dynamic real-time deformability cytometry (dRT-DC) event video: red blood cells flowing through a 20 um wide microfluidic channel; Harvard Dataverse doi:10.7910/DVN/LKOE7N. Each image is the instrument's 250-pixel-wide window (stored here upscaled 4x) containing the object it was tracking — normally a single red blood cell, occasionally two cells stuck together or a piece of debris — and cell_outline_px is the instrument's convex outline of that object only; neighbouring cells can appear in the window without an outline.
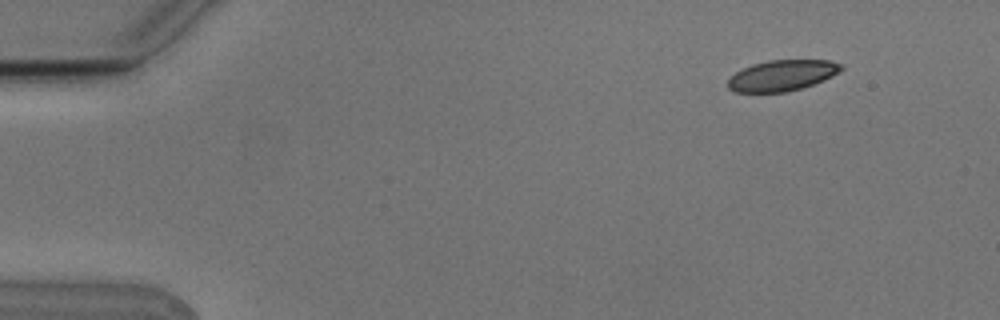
{"species": "Egyptian fruit bat (a non-hibernating species)", "species_latin": "Rousettus aegyptiacus", "temperature_condition": "cold", "stored_images_in_passage": 6, "camera_frame_rate_fps": 3000, "um_per_image_px": 0.085, "animal": {"sex": "male"}, "frame": {"image": 1, "passage_image": 2, "time_ms": 0.333, "image_size_px": [1000, 320], "cell_outline_px": [[844, 68], [832, 76], [824, 80], [788, 92], [736, 92], [728, 88], [728, 80], [736, 72], [752, 64], [768, 60], [828, 60], [844, 64]], "centroid_in_image_um": [66.5, 6.41], "position_along_channel_um": 18.5, "area_um2": 20.29}}
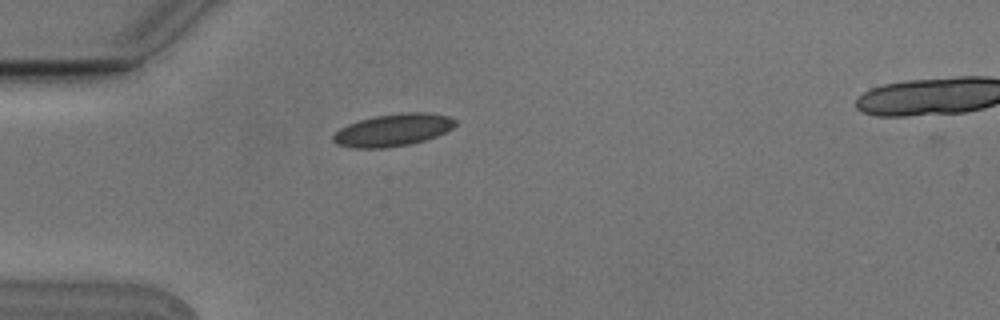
{"frame": {"image": 2, "passage_image": 5, "time_ms": 1.333, "image_size_px": [1000, 320], "cell_outline_px": [[456, 124], [452, 128], [436, 136], [424, 140], [408, 144], [384, 148], [356, 148], [336, 144], [332, 140], [332, 136], [340, 128], [348, 124], [360, 120], [376, 116], [400, 112], [428, 112], [448, 116], [456, 120]], "centroid_in_image_um": [33.4, 11.04], "position_along_channel_um": 51.6, "area_um2": 22.89}}